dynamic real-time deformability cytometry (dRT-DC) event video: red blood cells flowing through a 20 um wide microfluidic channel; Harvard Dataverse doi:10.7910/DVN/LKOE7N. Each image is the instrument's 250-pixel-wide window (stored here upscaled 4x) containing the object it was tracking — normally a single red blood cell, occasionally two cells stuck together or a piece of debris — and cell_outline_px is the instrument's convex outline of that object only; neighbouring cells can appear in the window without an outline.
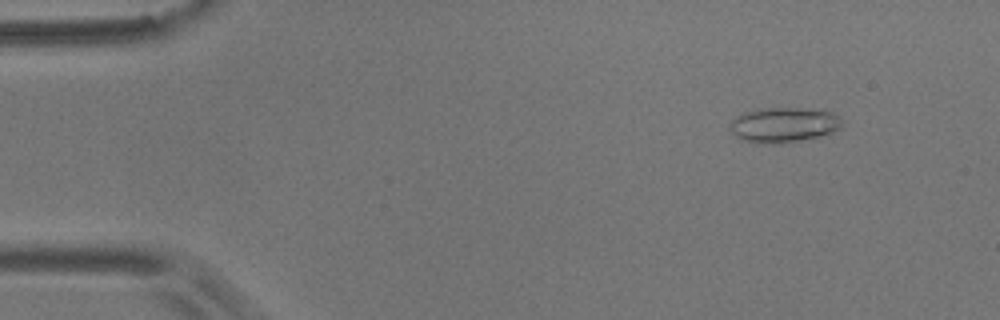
{"species": "common noctule bat (a hibernating species)", "species_latin": "Nyctalus noctula", "temperature_condition": "room temperature", "stored_images_in_passage": 51, "camera_frame_rate_fps": 3000, "um_per_image_px": 0.085, "animal": {"sex": "male", "body_mass_g": 17.9}, "frame": {"image": 1, "passage_image": 1, "time_ms": 0.0, "image_size_px": [1000, 320], "cell_outline_px": [[844, 120], [840, 128], [832, 132], [820, 136], [780, 144], [760, 144], [744, 140], [736, 136], [728, 128], [732, 120], [736, 116], [744, 112], [760, 108], [800, 108], [832, 112], [840, 116]], "centroid_in_image_um": [66.61, 10.62], "position_along_channel_um": 18.4, "area_um2": 23.06}}
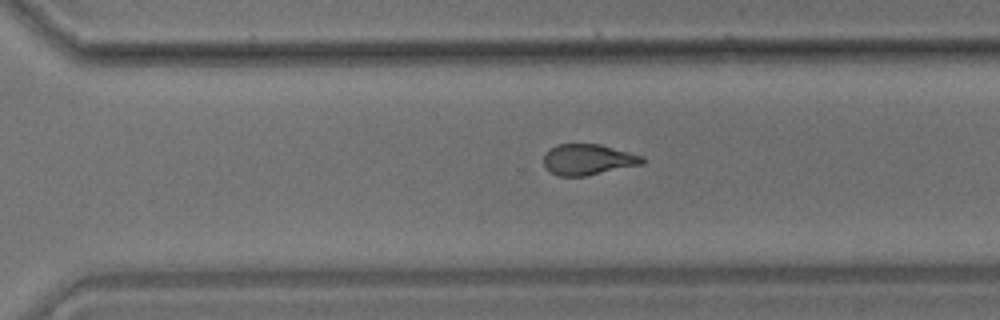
{"frame": {"image": 2, "passage_image": 34, "time_ms": 11.0, "image_size_px": [1000, 320], "cell_outline_px": [[644, 164], [584, 176], [556, 176], [548, 172], [544, 168], [544, 156], [556, 144], [600, 144], [644, 156]], "centroid_in_image_um": [49.97, 13.57], "position_along_channel_um": 320.6, "area_um2": 17.8}}
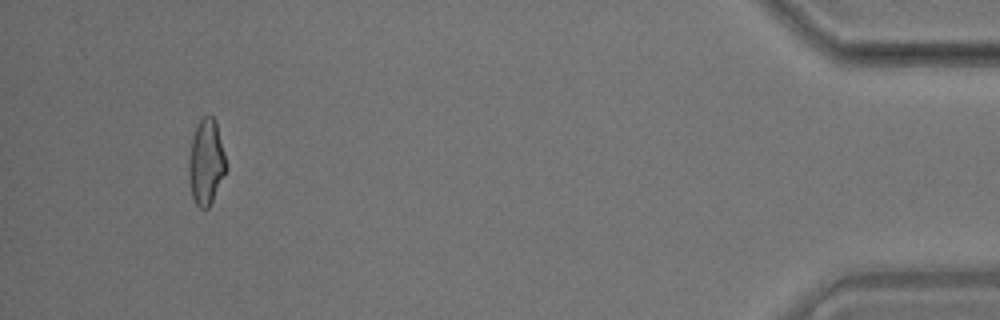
{"frame": {"image": 3, "passage_image": 48, "time_ms": 15.667, "image_size_px": [1000, 320], "cell_outline_px": [[228, 168], [208, 208], [200, 208], [196, 204], [192, 196], [188, 172], [188, 156], [192, 136], [200, 120], [204, 116], [212, 116], [216, 120]], "centroid_in_image_um": [17.52, 13.76], "position_along_channel_um": 417.7, "area_um2": 18.61}, "authors_computed_cell_mechanics": {"area_um2": 18.7272, "velocity_mm_per_s": 3.5708, "shape_relaxation_time_tau1_ms": 5.7303, "shape_relaxation_time_tau2_ms": 1.795, "deformation_change_tau1": 0.1749, "deformation_change_tau2": 0.0847}}